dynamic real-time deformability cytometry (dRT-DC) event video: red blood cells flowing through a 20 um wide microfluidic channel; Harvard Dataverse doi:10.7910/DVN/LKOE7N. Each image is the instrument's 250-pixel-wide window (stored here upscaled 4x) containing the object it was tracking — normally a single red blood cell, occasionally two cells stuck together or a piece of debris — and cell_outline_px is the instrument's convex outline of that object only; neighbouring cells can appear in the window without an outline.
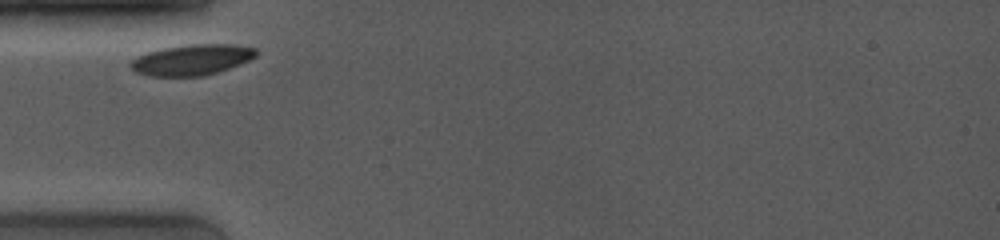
{"species": "common noctule bat (a hibernating species)", "species_latin": "Nyctalus noctula", "temperature_condition": "room temperature", "stored_images_in_passage": 4, "camera_frame_rate_fps": 4000, "um_per_image_px": 0.085, "animal": {"sex": "female", "body_mass_g": 19.0, "forearm_length_mm": 53.3}, "frame": {"image": 1, "passage_image": 1, "time_ms": 0.0, "image_size_px": [1000, 240], "cell_outline_px": [[260, 52], [256, 56], [240, 64], [216, 72], [200, 76], [148, 76], [136, 72], [128, 64], [136, 56], [160, 48], [184, 44], [232, 44], [256, 48]], "centroid_in_image_um": [16.29, 5.06], "position_along_channel_um": 68.7, "area_um2": 22.6}}
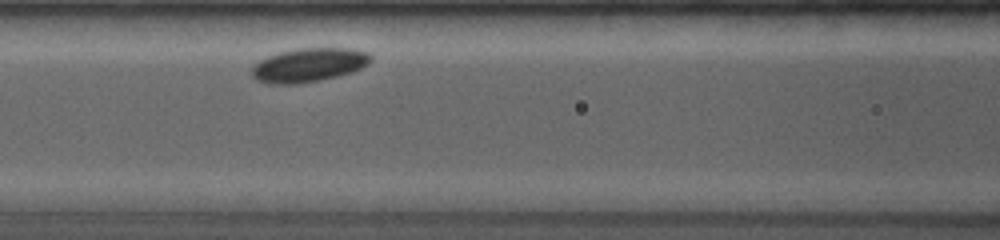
{"frame": {"image": 2, "passage_image": 4, "time_ms": 2.0, "image_size_px": [1000, 240], "cell_outline_px": [[372, 60], [368, 64], [352, 72], [320, 80], [296, 84], [268, 84], [256, 80], [252, 76], [252, 68], [260, 60], [268, 56], [280, 52], [296, 48], [352, 48], [368, 52], [372, 56]], "centroid_in_image_um": [26.26, 5.52], "position_along_channel_um": 140.3, "area_um2": 23.52}}